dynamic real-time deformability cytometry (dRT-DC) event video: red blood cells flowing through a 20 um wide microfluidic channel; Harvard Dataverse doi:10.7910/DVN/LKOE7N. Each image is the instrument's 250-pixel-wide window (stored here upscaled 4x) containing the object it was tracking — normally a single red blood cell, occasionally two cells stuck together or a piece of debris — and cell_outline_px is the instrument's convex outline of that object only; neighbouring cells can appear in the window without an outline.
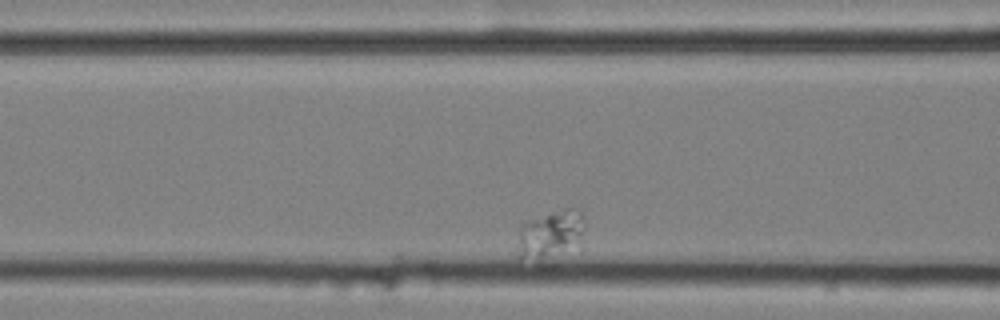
{"species": "common noctule bat (a hibernating species)", "species_latin": "Nyctalus noctula", "temperature_condition": "cold", "stored_images_in_passage": 34, "camera_frame_rate_fps": 3000, "um_per_image_px": 0.085, "animal": {"sex": "female", "body_mass_g": 25.1}, "frame": {"image": 1, "passage_image": 6, "time_ms": 1.667, "image_size_px": [1000, 320], "cell_outline_px": [[584, 220], [580, 232], [560, 264], [536, 264], [516, 260], [520, 224], [528, 220], [564, 208], [580, 208], [584, 216]], "centroid_in_image_um": [46.68, 20.1], "position_along_channel_um": 119.9, "area_um2": 20.35}}
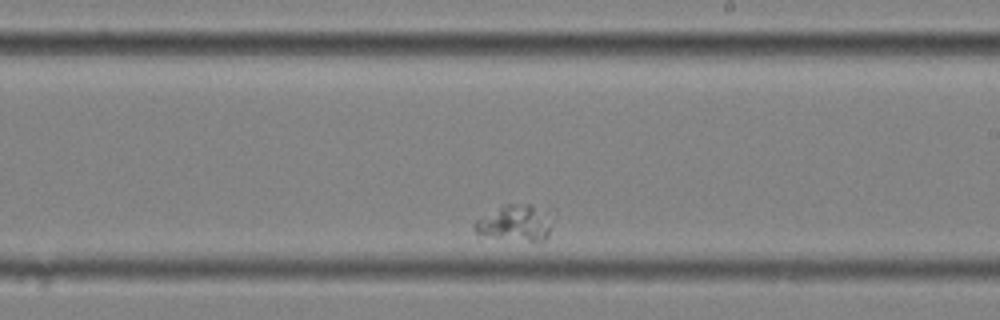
{"frame": {"image": 2, "passage_image": 20, "time_ms": 6.333, "image_size_px": [1000, 320], "cell_outline_px": [[548, 236], [540, 244], [476, 232], [476, 220], [508, 204], [532, 204], [548, 228]], "centroid_in_image_um": [43.74, 19.01], "position_along_channel_um": 245.3, "area_um2": 14.57}}
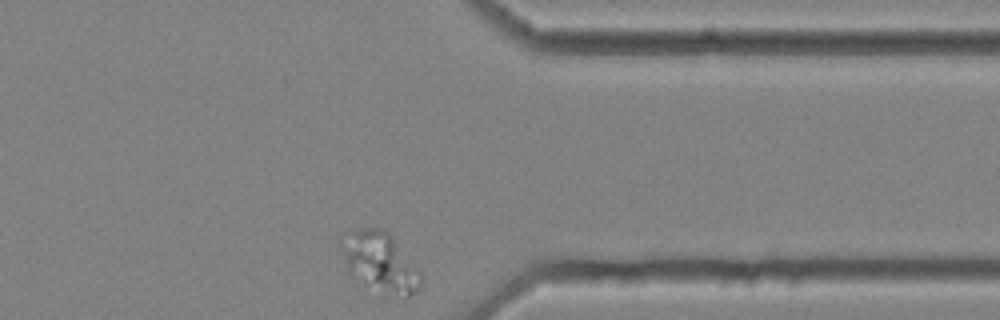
{"frame": {"image": 3, "passage_image": 34, "time_ms": 11.0, "image_size_px": [1000, 320], "cell_outline_px": [[424, 280], [420, 288], [416, 292], [408, 296], [364, 280], [348, 272], [340, 244], [356, 228], [384, 228], [392, 236], [420, 272]], "centroid_in_image_um": [32.35, 22.17], "position_along_channel_um": 379.0, "area_um2": 25.78}}